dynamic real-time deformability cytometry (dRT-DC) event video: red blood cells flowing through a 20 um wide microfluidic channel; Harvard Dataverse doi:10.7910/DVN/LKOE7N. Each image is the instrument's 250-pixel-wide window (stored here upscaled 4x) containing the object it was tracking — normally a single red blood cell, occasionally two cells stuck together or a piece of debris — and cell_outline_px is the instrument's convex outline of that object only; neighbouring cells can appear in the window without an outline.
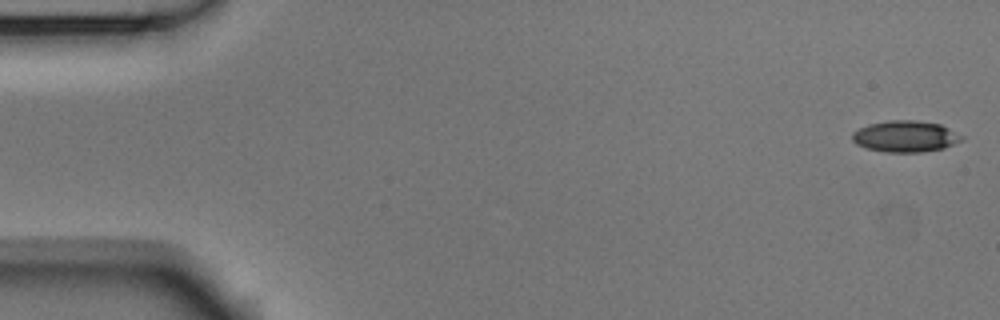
{"species": "Egyptian fruit bat (a non-hibernating species)", "species_latin": "Rousettus aegyptiacus", "temperature_condition": "room temperature", "stored_images_in_passage": 25, "camera_frame_rate_fps": 3000, "um_per_image_px": 0.085, "animal": {"sex": "male"}, "frame": {"image": 1, "passage_image": 1, "time_ms": 0.0, "image_size_px": [1000, 320], "cell_outline_px": [[964, 140], [944, 148], [920, 152], [884, 152], [864, 148], [856, 144], [852, 140], [852, 132], [868, 124], [888, 120], [916, 120], [940, 124], [964, 136]], "centroid_in_image_um": [76.95, 11.59], "position_along_channel_um": 8.1, "area_um2": 20.17}}
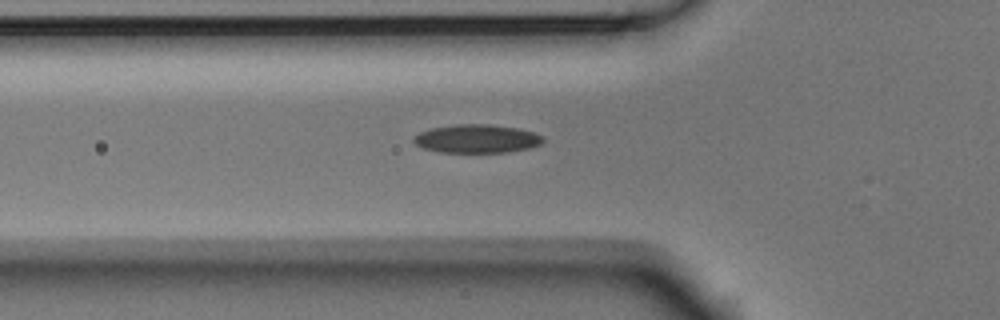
{"frame": {"image": 2, "passage_image": 18, "time_ms": 5.667, "image_size_px": [1000, 320], "cell_outline_px": [[544, 140], [540, 144], [528, 148], [508, 152], [440, 152], [424, 148], [416, 144], [412, 140], [420, 132], [432, 128], [456, 124], [492, 124], [520, 128], [532, 132], [540, 136]], "centroid_in_image_um": [40.53, 11.78], "position_along_channel_um": 85.3, "area_um2": 21.27}}
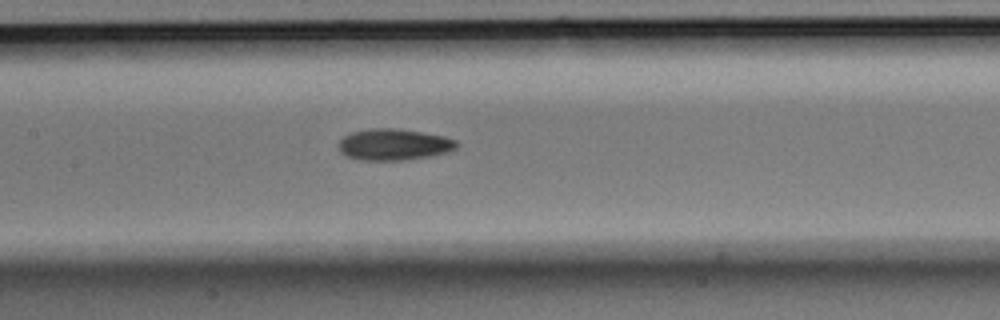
{"frame": {"image": 3, "passage_image": 25, "time_ms": 8.0, "image_size_px": [1000, 320], "cell_outline_px": [[460, 144], [456, 148], [448, 152], [432, 156], [400, 160], [360, 160], [348, 156], [340, 152], [336, 144], [344, 136], [352, 132], [368, 128], [400, 128], [444, 136], [456, 140]], "centroid_in_image_um": [33.48, 12.27], "position_along_channel_um": 173.9, "area_um2": 21.85}}